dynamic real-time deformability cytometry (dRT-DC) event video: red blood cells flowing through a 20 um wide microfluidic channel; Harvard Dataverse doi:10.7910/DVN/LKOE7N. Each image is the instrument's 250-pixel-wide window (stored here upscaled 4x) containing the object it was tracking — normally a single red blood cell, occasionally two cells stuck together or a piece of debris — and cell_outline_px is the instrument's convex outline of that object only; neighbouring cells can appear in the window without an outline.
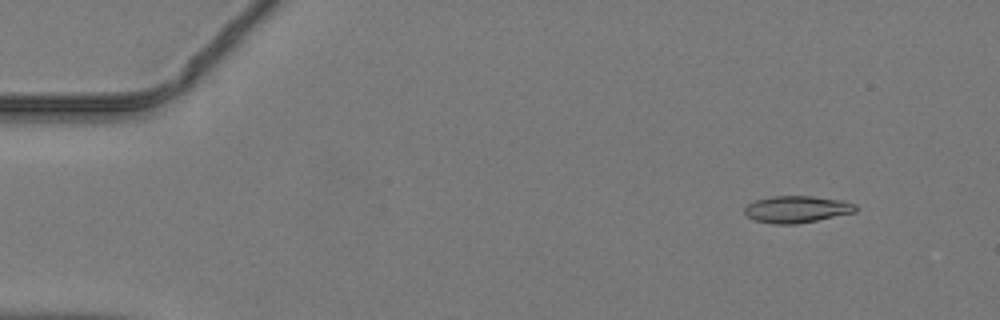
{"species": "common noctule bat (a hibernating species)", "species_latin": "Nyctalus noctula", "temperature_condition": "warm", "stored_images_in_passage": 8, "camera_frame_rate_fps": 3000, "um_per_image_px": 0.085, "animal": {"sex": "male", "body_mass_g": 19.2, "forearm_length_mm": 51.8}, "frame": {"image": 1, "passage_image": 5, "time_ms": 1.333, "image_size_px": [1000, 320], "cell_outline_px": [[856, 212], [796, 224], [772, 224], [756, 220], [748, 216], [744, 212], [744, 208], [748, 204], [756, 200], [772, 196], [812, 196], [840, 200], [856, 204]], "centroid_in_image_um": [67.72, 17.78], "position_along_channel_um": 17.3, "area_um2": 17.22}}